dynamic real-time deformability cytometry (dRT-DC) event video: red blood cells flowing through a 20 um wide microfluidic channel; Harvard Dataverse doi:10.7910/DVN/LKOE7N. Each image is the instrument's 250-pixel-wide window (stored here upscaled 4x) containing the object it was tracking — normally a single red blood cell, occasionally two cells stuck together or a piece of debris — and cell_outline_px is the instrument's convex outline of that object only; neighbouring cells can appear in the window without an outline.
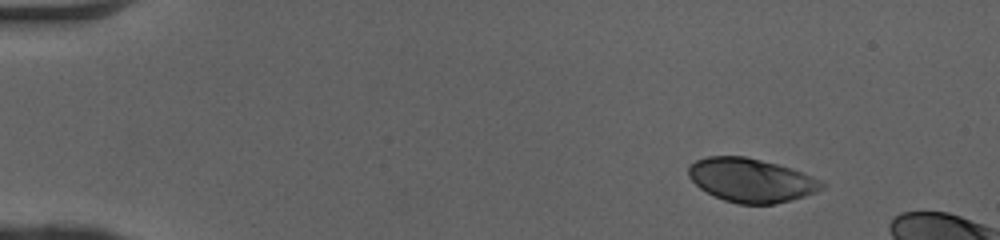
{"species": "human", "species_latin": "Homo sapiens", "temperature_condition": "cold", "stored_images_in_passage": 11, "camera_frame_rate_fps": 3000, "um_per_image_px": 0.085, "donor": {"sex": "female"}, "frame": {"image": 1, "passage_image": 1, "time_ms": 0.0, "image_size_px": [1000, 240], "cell_outline_px": [[824, 188], [816, 192], [804, 196], [776, 204], [736, 204], [724, 200], [700, 188], [688, 176], [688, 168], [696, 160], [708, 156], [744, 156], [776, 164], [824, 180]], "centroid_in_image_um": [63.85, 15.33], "position_along_channel_um": 21.1, "area_um2": 33.76}}